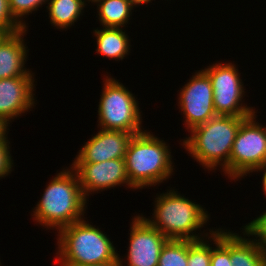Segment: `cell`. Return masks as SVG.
Returning a JSON list of instances; mask_svg holds the SVG:
<instances>
[{"mask_svg": "<svg viewBox=\"0 0 266 266\" xmlns=\"http://www.w3.org/2000/svg\"><path fill=\"white\" fill-rule=\"evenodd\" d=\"M243 237L230 231V260L232 266H266V255L244 231ZM248 238H246V236Z\"/></svg>", "mask_w": 266, "mask_h": 266, "instance_id": "2e32d148", "label": "cell"}, {"mask_svg": "<svg viewBox=\"0 0 266 266\" xmlns=\"http://www.w3.org/2000/svg\"><path fill=\"white\" fill-rule=\"evenodd\" d=\"M127 266H158L159 256L168 238L152 227L138 214L132 218L130 226ZM119 262L123 265L119 255Z\"/></svg>", "mask_w": 266, "mask_h": 266, "instance_id": "8fae6325", "label": "cell"}, {"mask_svg": "<svg viewBox=\"0 0 266 266\" xmlns=\"http://www.w3.org/2000/svg\"><path fill=\"white\" fill-rule=\"evenodd\" d=\"M135 7H137V5H145L146 3H150L152 0H129Z\"/></svg>", "mask_w": 266, "mask_h": 266, "instance_id": "83f0119b", "label": "cell"}, {"mask_svg": "<svg viewBox=\"0 0 266 266\" xmlns=\"http://www.w3.org/2000/svg\"><path fill=\"white\" fill-rule=\"evenodd\" d=\"M82 266H121V264L119 260H115L113 262H108V263L88 264V265H82Z\"/></svg>", "mask_w": 266, "mask_h": 266, "instance_id": "484cf974", "label": "cell"}, {"mask_svg": "<svg viewBox=\"0 0 266 266\" xmlns=\"http://www.w3.org/2000/svg\"><path fill=\"white\" fill-rule=\"evenodd\" d=\"M188 240L168 239L163 245L158 266H187Z\"/></svg>", "mask_w": 266, "mask_h": 266, "instance_id": "d6986e66", "label": "cell"}, {"mask_svg": "<svg viewBox=\"0 0 266 266\" xmlns=\"http://www.w3.org/2000/svg\"><path fill=\"white\" fill-rule=\"evenodd\" d=\"M70 167L76 172L86 199L92 192L98 193L121 184L137 190L129 181L124 158L99 163H72Z\"/></svg>", "mask_w": 266, "mask_h": 266, "instance_id": "30bf717a", "label": "cell"}, {"mask_svg": "<svg viewBox=\"0 0 266 266\" xmlns=\"http://www.w3.org/2000/svg\"><path fill=\"white\" fill-rule=\"evenodd\" d=\"M154 203L153 217L143 218L168 239L198 241L208 238V232H201L200 235L195 233L210 218V214L200 204L185 198L172 188L157 195Z\"/></svg>", "mask_w": 266, "mask_h": 266, "instance_id": "3957f363", "label": "cell"}, {"mask_svg": "<svg viewBox=\"0 0 266 266\" xmlns=\"http://www.w3.org/2000/svg\"><path fill=\"white\" fill-rule=\"evenodd\" d=\"M59 266H82L119 260V254L107 234L85 219L57 232Z\"/></svg>", "mask_w": 266, "mask_h": 266, "instance_id": "277c9868", "label": "cell"}, {"mask_svg": "<svg viewBox=\"0 0 266 266\" xmlns=\"http://www.w3.org/2000/svg\"><path fill=\"white\" fill-rule=\"evenodd\" d=\"M97 1H98V0H85L86 3H87V2H88V3L92 2L93 4L96 3Z\"/></svg>", "mask_w": 266, "mask_h": 266, "instance_id": "f546056e", "label": "cell"}, {"mask_svg": "<svg viewBox=\"0 0 266 266\" xmlns=\"http://www.w3.org/2000/svg\"><path fill=\"white\" fill-rule=\"evenodd\" d=\"M103 82L105 83L98 105V128L119 130L133 135L146 131L142 127V111L135 95L111 76H106Z\"/></svg>", "mask_w": 266, "mask_h": 266, "instance_id": "8992f818", "label": "cell"}, {"mask_svg": "<svg viewBox=\"0 0 266 266\" xmlns=\"http://www.w3.org/2000/svg\"><path fill=\"white\" fill-rule=\"evenodd\" d=\"M242 229L247 235L253 236L252 240L266 255V211L247 225L243 226Z\"/></svg>", "mask_w": 266, "mask_h": 266, "instance_id": "603a6c76", "label": "cell"}, {"mask_svg": "<svg viewBox=\"0 0 266 266\" xmlns=\"http://www.w3.org/2000/svg\"><path fill=\"white\" fill-rule=\"evenodd\" d=\"M46 186L42 198L34 207V221L58 232L61 228L83 219L87 199L77 174L71 167L63 168Z\"/></svg>", "mask_w": 266, "mask_h": 266, "instance_id": "6da1fadb", "label": "cell"}, {"mask_svg": "<svg viewBox=\"0 0 266 266\" xmlns=\"http://www.w3.org/2000/svg\"><path fill=\"white\" fill-rule=\"evenodd\" d=\"M97 13L103 27L122 28L128 24L135 7L129 0H98Z\"/></svg>", "mask_w": 266, "mask_h": 266, "instance_id": "ac0fdd59", "label": "cell"}, {"mask_svg": "<svg viewBox=\"0 0 266 266\" xmlns=\"http://www.w3.org/2000/svg\"><path fill=\"white\" fill-rule=\"evenodd\" d=\"M34 75L0 79V119L9 126L11 120L35 106Z\"/></svg>", "mask_w": 266, "mask_h": 266, "instance_id": "7c38bea8", "label": "cell"}, {"mask_svg": "<svg viewBox=\"0 0 266 266\" xmlns=\"http://www.w3.org/2000/svg\"><path fill=\"white\" fill-rule=\"evenodd\" d=\"M247 117L216 115L206 123L190 131L183 139V147L204 169L215 170L221 166L225 176L230 178V155L233 142L242 121Z\"/></svg>", "mask_w": 266, "mask_h": 266, "instance_id": "7a4b0ae2", "label": "cell"}, {"mask_svg": "<svg viewBox=\"0 0 266 266\" xmlns=\"http://www.w3.org/2000/svg\"><path fill=\"white\" fill-rule=\"evenodd\" d=\"M260 171L263 172V175H262V184H263L262 189H263V192H264V194L266 196V165L261 170H259V172Z\"/></svg>", "mask_w": 266, "mask_h": 266, "instance_id": "4316f807", "label": "cell"}, {"mask_svg": "<svg viewBox=\"0 0 266 266\" xmlns=\"http://www.w3.org/2000/svg\"><path fill=\"white\" fill-rule=\"evenodd\" d=\"M28 28L0 35V79L33 75L29 69L24 68L27 59V50L23 40Z\"/></svg>", "mask_w": 266, "mask_h": 266, "instance_id": "5bb4252c", "label": "cell"}, {"mask_svg": "<svg viewBox=\"0 0 266 266\" xmlns=\"http://www.w3.org/2000/svg\"><path fill=\"white\" fill-rule=\"evenodd\" d=\"M206 239L198 241L188 240V265L210 266L212 244Z\"/></svg>", "mask_w": 266, "mask_h": 266, "instance_id": "44dd1931", "label": "cell"}, {"mask_svg": "<svg viewBox=\"0 0 266 266\" xmlns=\"http://www.w3.org/2000/svg\"><path fill=\"white\" fill-rule=\"evenodd\" d=\"M9 130L8 125L5 124L1 119H0V137L7 131Z\"/></svg>", "mask_w": 266, "mask_h": 266, "instance_id": "f1b7e54d", "label": "cell"}, {"mask_svg": "<svg viewBox=\"0 0 266 266\" xmlns=\"http://www.w3.org/2000/svg\"><path fill=\"white\" fill-rule=\"evenodd\" d=\"M123 28L103 27L93 30L96 37V52L115 61L123 60L130 53V39Z\"/></svg>", "mask_w": 266, "mask_h": 266, "instance_id": "9a60e30c", "label": "cell"}, {"mask_svg": "<svg viewBox=\"0 0 266 266\" xmlns=\"http://www.w3.org/2000/svg\"><path fill=\"white\" fill-rule=\"evenodd\" d=\"M188 81L180 90L178 106L184 114L186 129L190 131L217 114L213 104V87L209 76L201 69L195 72Z\"/></svg>", "mask_w": 266, "mask_h": 266, "instance_id": "9c48e42d", "label": "cell"}, {"mask_svg": "<svg viewBox=\"0 0 266 266\" xmlns=\"http://www.w3.org/2000/svg\"><path fill=\"white\" fill-rule=\"evenodd\" d=\"M22 29L10 13L9 1L0 0V35L12 34Z\"/></svg>", "mask_w": 266, "mask_h": 266, "instance_id": "cb8c5ba5", "label": "cell"}, {"mask_svg": "<svg viewBox=\"0 0 266 266\" xmlns=\"http://www.w3.org/2000/svg\"><path fill=\"white\" fill-rule=\"evenodd\" d=\"M8 130L0 137V179L5 178L12 171L13 159L10 153V141L8 140Z\"/></svg>", "mask_w": 266, "mask_h": 266, "instance_id": "d4e9b609", "label": "cell"}, {"mask_svg": "<svg viewBox=\"0 0 266 266\" xmlns=\"http://www.w3.org/2000/svg\"><path fill=\"white\" fill-rule=\"evenodd\" d=\"M170 151L164 140L149 131L133 135L124 157L130 183L143 189L169 179L174 169Z\"/></svg>", "mask_w": 266, "mask_h": 266, "instance_id": "5b68a950", "label": "cell"}, {"mask_svg": "<svg viewBox=\"0 0 266 266\" xmlns=\"http://www.w3.org/2000/svg\"><path fill=\"white\" fill-rule=\"evenodd\" d=\"M10 13L13 18L23 27L27 28L25 21H23V17L25 15H30L29 13H33V11L39 10L43 4H46L48 0H8Z\"/></svg>", "mask_w": 266, "mask_h": 266, "instance_id": "7402d4cb", "label": "cell"}, {"mask_svg": "<svg viewBox=\"0 0 266 266\" xmlns=\"http://www.w3.org/2000/svg\"><path fill=\"white\" fill-rule=\"evenodd\" d=\"M245 118L237 132L230 155V179L237 181L266 165V134L263 125L256 122V114Z\"/></svg>", "mask_w": 266, "mask_h": 266, "instance_id": "52a82bcc", "label": "cell"}, {"mask_svg": "<svg viewBox=\"0 0 266 266\" xmlns=\"http://www.w3.org/2000/svg\"><path fill=\"white\" fill-rule=\"evenodd\" d=\"M210 236L215 244L211 250L210 266H232L230 260V230H222L221 228L209 229ZM226 231V232H225Z\"/></svg>", "mask_w": 266, "mask_h": 266, "instance_id": "ffe728a7", "label": "cell"}, {"mask_svg": "<svg viewBox=\"0 0 266 266\" xmlns=\"http://www.w3.org/2000/svg\"><path fill=\"white\" fill-rule=\"evenodd\" d=\"M132 133L99 129L79 150L73 163H99L124 158Z\"/></svg>", "mask_w": 266, "mask_h": 266, "instance_id": "4fadbf2b", "label": "cell"}, {"mask_svg": "<svg viewBox=\"0 0 266 266\" xmlns=\"http://www.w3.org/2000/svg\"><path fill=\"white\" fill-rule=\"evenodd\" d=\"M47 4L50 23L64 30L79 20L86 6L85 0H48Z\"/></svg>", "mask_w": 266, "mask_h": 266, "instance_id": "e0dca14e", "label": "cell"}, {"mask_svg": "<svg viewBox=\"0 0 266 266\" xmlns=\"http://www.w3.org/2000/svg\"><path fill=\"white\" fill-rule=\"evenodd\" d=\"M232 63H215L202 69L210 78L213 87V104L217 115L249 117L254 107L243 104L244 83L238 68Z\"/></svg>", "mask_w": 266, "mask_h": 266, "instance_id": "ba28073f", "label": "cell"}]
</instances>
